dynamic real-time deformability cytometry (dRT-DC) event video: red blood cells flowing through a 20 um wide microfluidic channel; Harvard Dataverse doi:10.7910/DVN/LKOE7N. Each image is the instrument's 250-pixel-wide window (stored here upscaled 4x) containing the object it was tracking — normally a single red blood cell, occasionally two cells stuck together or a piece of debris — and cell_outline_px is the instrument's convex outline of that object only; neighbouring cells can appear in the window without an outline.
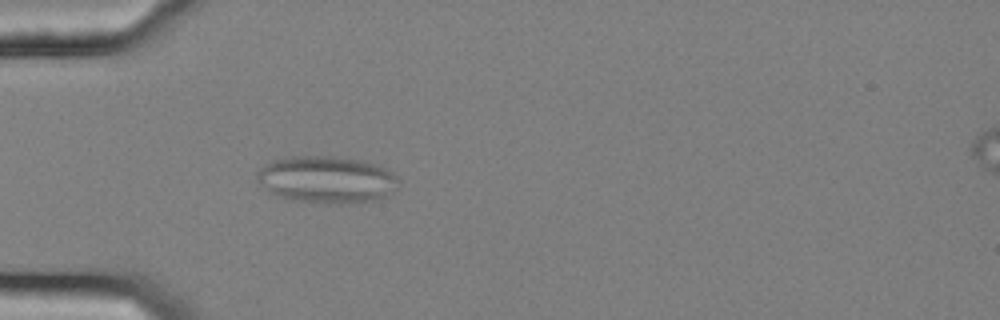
{"species": "common noctule bat (a hibernating species)", "species_latin": "Nyctalus noctula", "temperature_condition": "cold", "stored_images_in_passage": 43, "camera_frame_rate_fps": 3000, "um_per_image_px": 0.085, "animal": {"sex": "female", "body_mass_g": 25.1}, "frame": {"image": 1, "passage_image": 4, "time_ms": 1.0, "image_size_px": [1000, 320], "cell_outline_px": [[396, 188], [388, 196], [376, 200], [348, 204], [328, 204], [292, 200], [276, 196], [268, 192], [256, 180], [256, 172], [264, 164], [272, 160], [292, 156], [332, 156], [360, 160], [376, 164], [392, 172], [396, 176]], "centroid_in_image_um": [27.72, 15.28], "position_along_channel_um": 57.3, "area_um2": 39.25}}
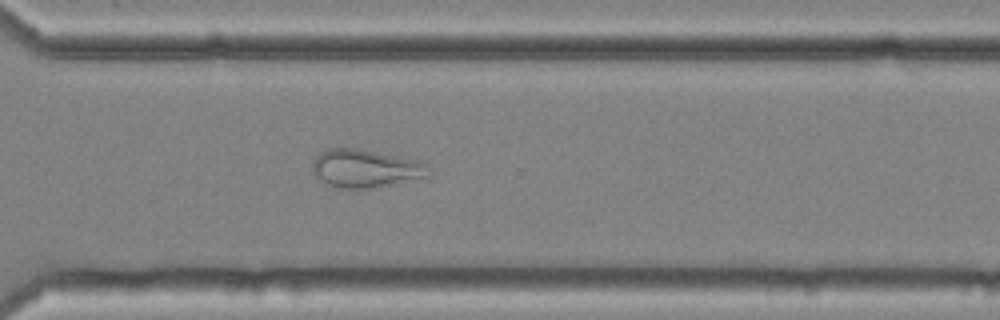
{"frame": {"image": 2, "passage_image": 28, "time_ms": 9.0, "image_size_px": [1000, 320], "cell_outline_px": [[428, 176], [372, 188], [340, 188], [328, 184], [320, 180], [312, 172], [312, 164], [316, 156], [320, 152], [328, 148], [356, 148], [420, 160], [428, 164]], "centroid_in_image_um": [31.04, 14.3], "position_along_channel_um": 339.6, "area_um2": 25.66}}
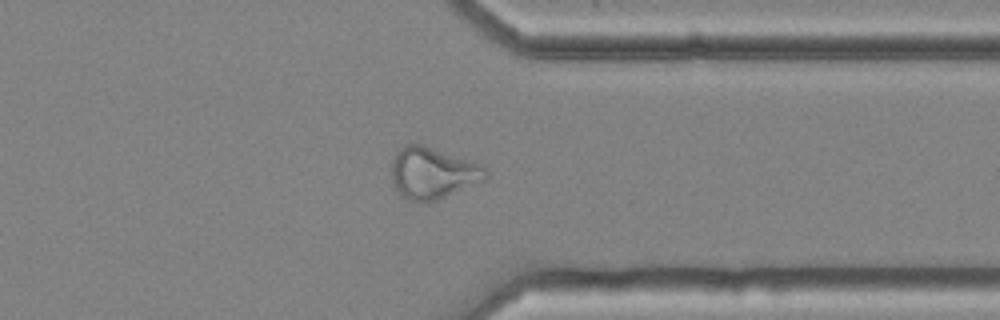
{"frame": {"image": 3, "passage_image": 31, "time_ms": 10.0, "image_size_px": [1000, 320], "cell_outline_px": [[488, 176], [484, 180], [436, 200], [424, 204], [408, 200], [400, 196], [392, 180], [392, 160], [396, 152], [404, 144], [420, 144], [484, 164], [488, 168]], "centroid_in_image_um": [36.78, 14.72], "position_along_channel_um": 374.6, "area_um2": 28.5}, "authors_computed_cell_mechanics": {"area_um2": 28.0908, "velocity_mm_per_s": 3.6284, "shape_relaxation_time_tau1_ms": null, "shape_relaxation_time_tau2_ms": 1.8616, "deformation_change_tau1": null, "deformation_change_tau2": 0.0945}}